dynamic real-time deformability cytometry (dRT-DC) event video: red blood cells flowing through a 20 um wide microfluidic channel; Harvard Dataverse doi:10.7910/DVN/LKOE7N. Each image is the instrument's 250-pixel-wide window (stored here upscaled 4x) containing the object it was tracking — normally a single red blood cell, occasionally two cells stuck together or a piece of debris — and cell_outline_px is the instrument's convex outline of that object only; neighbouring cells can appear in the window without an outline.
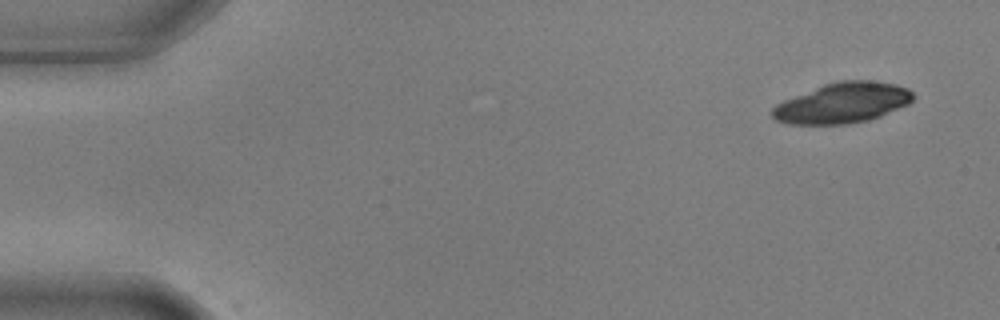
{"species": "common noctule bat (a hibernating species)", "species_latin": "Nyctalus noctula", "temperature_condition": "warm", "stored_images_in_passage": 3, "camera_frame_rate_fps": 3000, "um_per_image_px": 0.085, "animal": {"sex": "male", "body_mass_g": 17.9, "forearm_length_mm": 54.2}, "frame": {"image": 1, "passage_image": 1, "time_ms": 0.0, "image_size_px": [1000, 320], "cell_outline_px": [[916, 96], [908, 104], [880, 116], [868, 120], [848, 124], [788, 124], [776, 120], [768, 112], [776, 104], [784, 100], [824, 84], [840, 80], [868, 80], [896, 84], [908, 88]], "centroid_in_image_um": [71.61, 8.75], "position_along_channel_um": 13.4, "area_um2": 33.18}}